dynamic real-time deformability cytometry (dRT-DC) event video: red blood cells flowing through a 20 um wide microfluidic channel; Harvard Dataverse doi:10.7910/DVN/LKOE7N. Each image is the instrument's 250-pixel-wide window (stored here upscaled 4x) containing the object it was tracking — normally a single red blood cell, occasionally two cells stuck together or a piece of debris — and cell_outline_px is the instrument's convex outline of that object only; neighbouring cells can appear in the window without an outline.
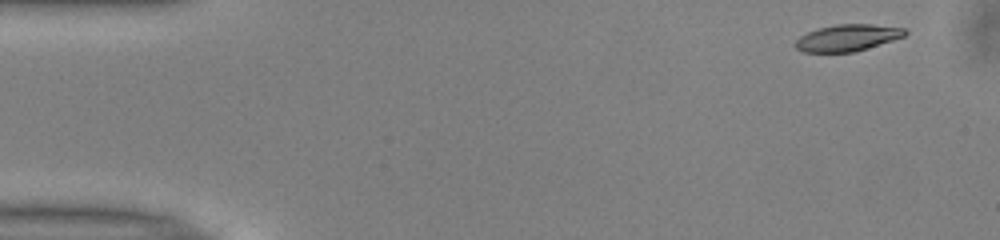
{"species": "common noctule bat (a hibernating species)", "species_latin": "Nyctalus noctula", "temperature_condition": "warm", "stored_images_in_passage": 40, "camera_frame_rate_fps": 3000, "um_per_image_px": 0.085, "animal": {"sex": "male", "body_mass_g": 13.0, "forearm_length_mm": 53.1}, "frame": {"image": 1, "passage_image": 2, "time_ms": 0.333, "image_size_px": [1000, 240], "cell_outline_px": [[908, 32], [904, 36], [892, 40], [852, 52], [804, 52], [796, 48], [792, 44], [800, 36], [808, 32], [820, 28], [836, 24], [872, 24], [904, 28]], "centroid_in_image_um": [72.0, 3.21], "position_along_channel_um": 13.0, "area_um2": 16.82}}
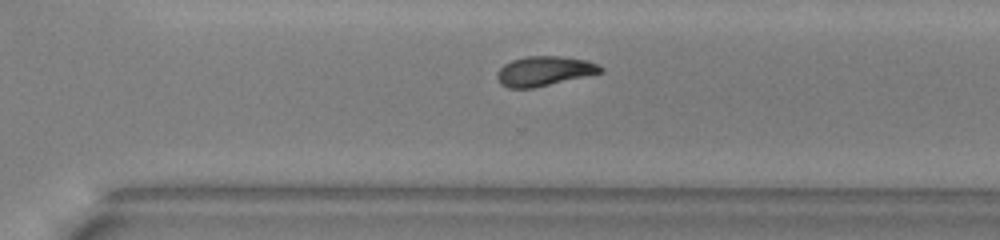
{"frame": {"image": 2, "passage_image": 34, "time_ms": 11.0, "image_size_px": [1000, 240], "cell_outline_px": [[604, 72], [532, 88], [508, 88], [500, 84], [496, 76], [496, 72], [504, 64], [512, 60], [528, 56], [560, 56], [588, 60], [604, 68]], "centroid_in_image_um": [46.25, 6.04], "position_along_channel_um": 324.4, "area_um2": 17.86}}
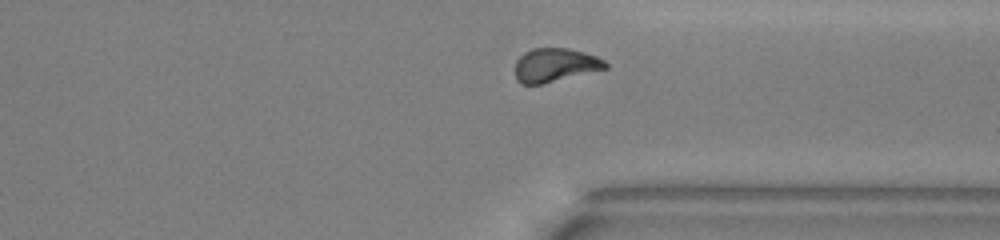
{"frame": {"image": 3, "passage_image": 37, "time_ms": 12.0, "image_size_px": [1000, 240], "cell_outline_px": [[608, 68], [544, 84], [520, 84], [516, 80], [516, 60], [524, 52], [532, 48], [568, 48], [584, 52], [596, 56], [604, 60], [608, 64]], "centroid_in_image_um": [47.18, 5.53], "position_along_channel_um": 364.2, "area_um2": 17.86}, "authors_computed_cell_mechanics": {"area_um2": 18.1492, "velocity_mm_per_s": 4.0051, "shape_relaxation_time_tau1_ms": 4.8725, "shape_relaxation_time_tau2_ms": 7.174, "deformation_change_tau1": 0.1541, "deformation_change_tau2": 0.1382}}